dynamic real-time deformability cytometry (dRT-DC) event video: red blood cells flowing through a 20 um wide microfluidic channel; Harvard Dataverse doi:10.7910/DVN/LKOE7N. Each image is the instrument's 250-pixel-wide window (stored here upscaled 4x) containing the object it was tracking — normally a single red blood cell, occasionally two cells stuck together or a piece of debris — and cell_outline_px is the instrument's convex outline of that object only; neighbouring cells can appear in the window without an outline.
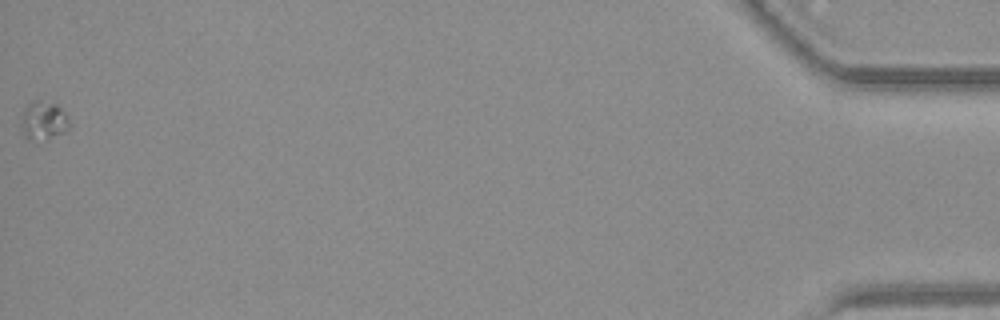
{"species": "common noctule bat (a hibernating species)", "species_latin": "Nyctalus noctula", "temperature_condition": "warm", "stored_images_in_passage": 48, "camera_frame_rate_fps": 3000, "um_per_image_px": 0.085, "animal": {"sex": "female", "body_mass_g": 19.3, "forearm_length_mm": 54.1}, "frame": {"image": 1, "passage_image": 48, "time_ms": 15.667, "image_size_px": [1000, 320], "cell_outline_px": [[68, 128], [64, 132], [48, 136], [28, 140], [24, 136], [24, 108], [32, 100], [40, 100], [56, 104], [64, 112], [68, 120]], "centroid_in_image_um": [3.71, 10.19], "position_along_channel_um": 431.5, "area_um2": 10.0}}